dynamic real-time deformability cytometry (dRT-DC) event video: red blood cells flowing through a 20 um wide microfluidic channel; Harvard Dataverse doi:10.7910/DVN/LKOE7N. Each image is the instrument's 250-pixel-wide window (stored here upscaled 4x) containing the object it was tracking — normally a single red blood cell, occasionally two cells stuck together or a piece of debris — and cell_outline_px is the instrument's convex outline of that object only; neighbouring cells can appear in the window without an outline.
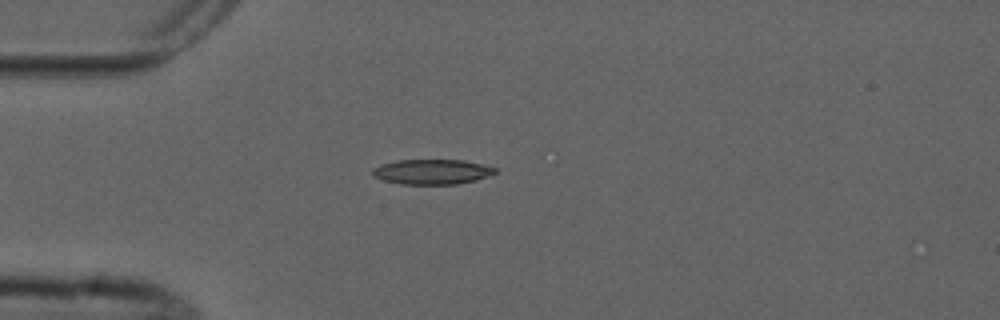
{"species": "common noctule bat (a hibernating species)", "species_latin": "Nyctalus noctula", "temperature_condition": "cold", "stored_images_in_passage": 5, "camera_frame_rate_fps": 3000, "um_per_image_px": 0.085, "animal": {"sex": "male", "forearm_length_mm": 52.5}, "frame": {"image": 1, "passage_image": 5, "time_ms": 4.667, "image_size_px": [1000, 320], "cell_outline_px": [[496, 172], [492, 176], [476, 180], [456, 184], [400, 184], [384, 180], [372, 176], [372, 168], [380, 164], [396, 160], [464, 160], [496, 168]], "centroid_in_image_um": [36.71, 14.6], "position_along_channel_um": 48.3, "area_um2": 17.98}}